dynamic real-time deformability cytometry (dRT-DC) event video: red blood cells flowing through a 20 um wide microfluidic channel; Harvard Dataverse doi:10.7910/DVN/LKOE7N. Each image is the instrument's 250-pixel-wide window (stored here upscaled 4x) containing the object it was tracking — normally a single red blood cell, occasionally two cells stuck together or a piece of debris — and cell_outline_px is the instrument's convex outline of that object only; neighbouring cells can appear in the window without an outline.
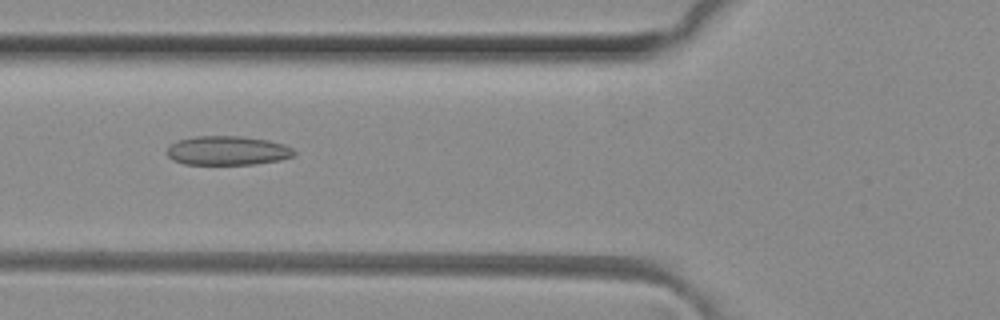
{"species": "common noctule bat (a hibernating species)", "species_latin": "Nyctalus noctula", "temperature_condition": "room temperature", "stored_images_in_passage": 43, "camera_frame_rate_fps": 3000, "um_per_image_px": 0.085, "animal": {"sex": "female", "body_mass_g": 29.2, "forearm_length_mm": 56.3}, "frame": {"image": 1, "passage_image": 15, "time_ms": 4.667, "image_size_px": [1000, 320], "cell_outline_px": [[296, 156], [280, 160], [256, 164], [184, 164], [172, 160], [168, 156], [168, 148], [176, 140], [196, 136], [240, 136], [268, 140], [284, 144], [292, 148], [296, 152]], "centroid_in_image_um": [19.37, 12.8], "position_along_channel_um": 106.4, "area_um2": 21.68}}
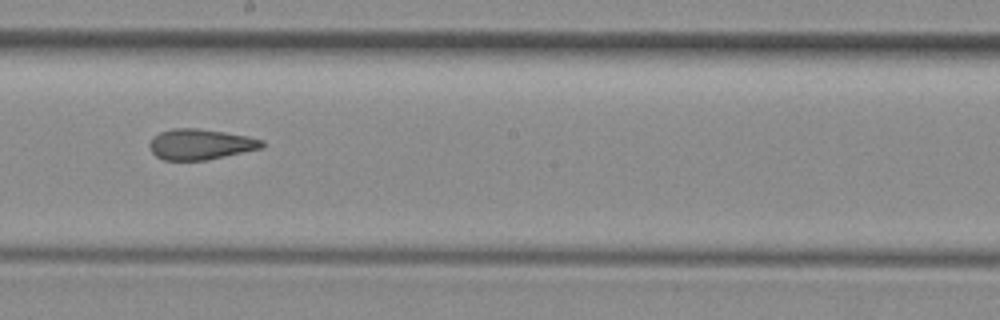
{"frame": {"image": 2, "passage_image": 24, "time_ms": 7.667, "image_size_px": [1000, 320], "cell_outline_px": [[264, 148], [208, 160], [164, 160], [156, 156], [152, 152], [148, 144], [160, 132], [172, 128], [196, 128], [224, 132], [248, 136], [264, 140]], "centroid_in_image_um": [17.08, 12.27], "position_along_channel_um": 231.1, "area_um2": 20.11}}
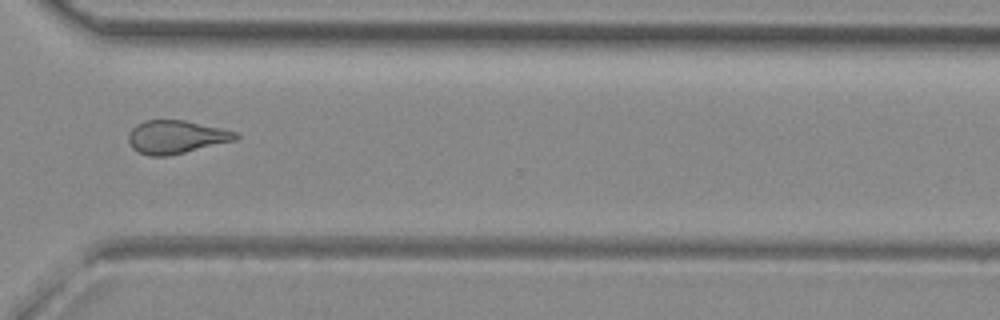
{"frame": {"image": 3, "passage_image": 33, "time_ms": 10.667, "image_size_px": [1000, 320], "cell_outline_px": [[240, 136], [236, 140], [168, 156], [148, 156], [132, 148], [128, 140], [128, 132], [136, 124], [144, 120], [184, 120], [220, 128], [236, 132]], "centroid_in_image_um": [14.93, 11.64], "position_along_channel_um": 355.7, "area_um2": 20.69}}